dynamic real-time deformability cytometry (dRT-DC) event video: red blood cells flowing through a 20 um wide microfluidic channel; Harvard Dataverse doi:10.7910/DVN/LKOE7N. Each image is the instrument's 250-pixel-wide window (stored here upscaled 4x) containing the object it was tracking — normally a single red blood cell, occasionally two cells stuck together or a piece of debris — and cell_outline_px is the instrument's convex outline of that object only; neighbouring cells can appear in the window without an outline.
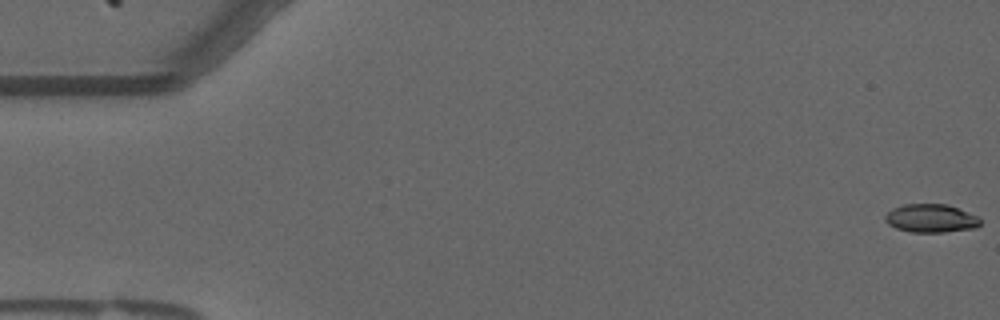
{"species": "common noctule bat (a hibernating species)", "species_latin": "Nyctalus noctula", "temperature_condition": "warm", "stored_images_in_passage": 57, "camera_frame_rate_fps": 3000, "um_per_image_px": 0.085, "animal": {"sex": "male", "forearm_length_mm": 52.5}, "frame": {"image": 1, "passage_image": 1, "time_ms": 0.0, "image_size_px": [1000, 320], "cell_outline_px": [[980, 224], [976, 228], [944, 232], [908, 232], [896, 228], [888, 224], [884, 220], [884, 216], [892, 208], [904, 204], [948, 204], [980, 216]], "centroid_in_image_um": [79.14, 18.55], "position_along_channel_um": 5.9, "area_um2": 15.95}}
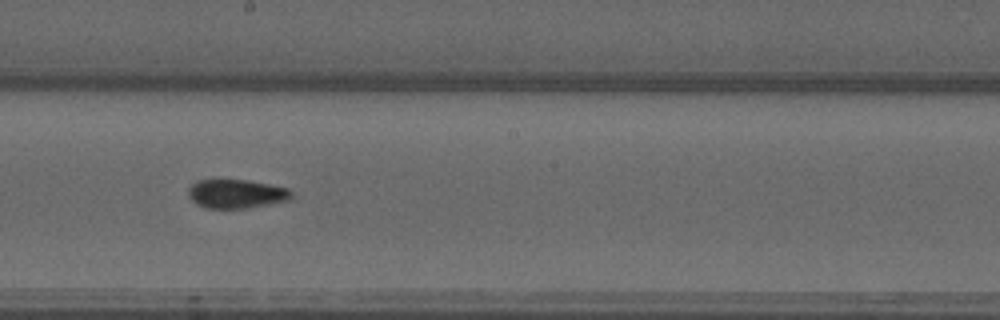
{"frame": {"image": 2, "passage_image": 31, "time_ms": 10.0, "image_size_px": [1000, 320], "cell_outline_px": [[292, 196], [288, 200], [248, 208], [204, 208], [196, 204], [188, 196], [188, 188], [196, 180], [244, 180], [268, 184], [288, 188], [292, 192]], "centroid_in_image_um": [20.05, 16.48], "position_along_channel_um": 228.2, "area_um2": 17.28}}
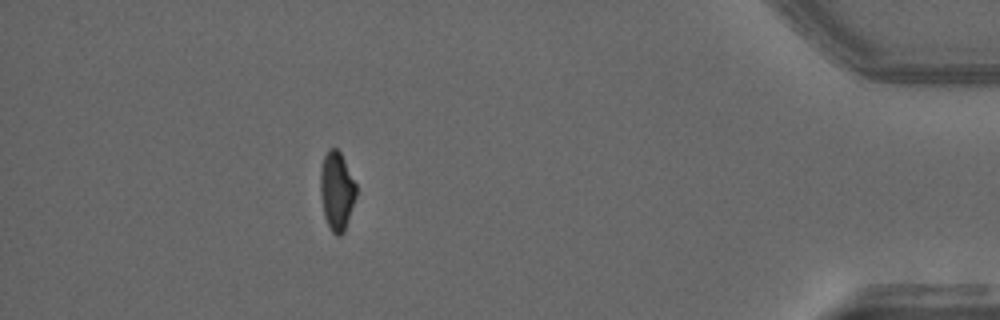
{"frame": {"image": 3, "passage_image": 50, "time_ms": 16.333, "image_size_px": [1000, 320], "cell_outline_px": [[356, 196], [344, 232], [340, 236], [336, 236], [332, 232], [324, 216], [320, 192], [320, 172], [324, 156], [328, 148], [336, 148], [340, 152], [356, 184]], "centroid_in_image_um": [28.61, 16.23], "position_along_channel_um": 406.6, "area_um2": 16.3}}